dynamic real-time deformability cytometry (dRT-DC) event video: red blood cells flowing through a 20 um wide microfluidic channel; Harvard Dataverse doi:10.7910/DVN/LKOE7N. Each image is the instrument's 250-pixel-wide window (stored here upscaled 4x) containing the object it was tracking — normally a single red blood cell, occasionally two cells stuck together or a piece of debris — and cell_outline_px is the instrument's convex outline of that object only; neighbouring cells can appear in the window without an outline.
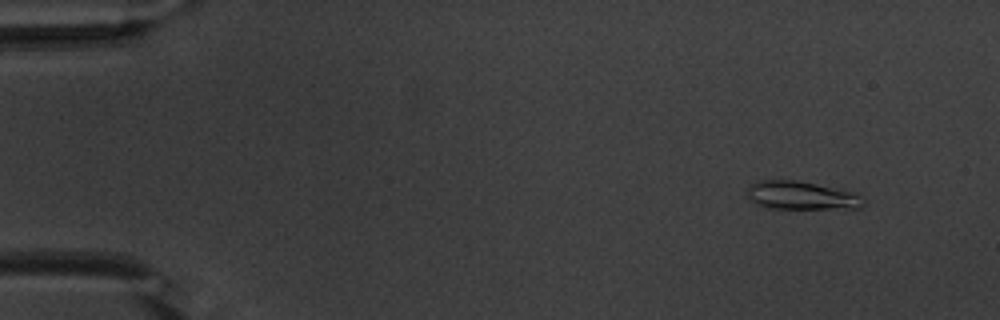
{"species": "common noctule bat (a hibernating species)", "species_latin": "Nyctalus noctula", "temperature_condition": "warm", "stored_images_in_passage": 53, "camera_frame_rate_fps": 3000, "um_per_image_px": 0.085, "animal": {"sex": "male", "body_mass_g": 20.1, "forearm_length_mm": 53.5}, "frame": {"image": 1, "passage_image": 5, "time_ms": 1.333, "image_size_px": [1000, 320], "cell_outline_px": [[864, 208], [764, 208], [756, 204], [748, 196], [748, 184], [756, 180], [796, 180], [860, 192], [864, 196]], "centroid_in_image_um": [68.18, 16.6], "position_along_channel_um": 16.8, "area_um2": 19.59}}
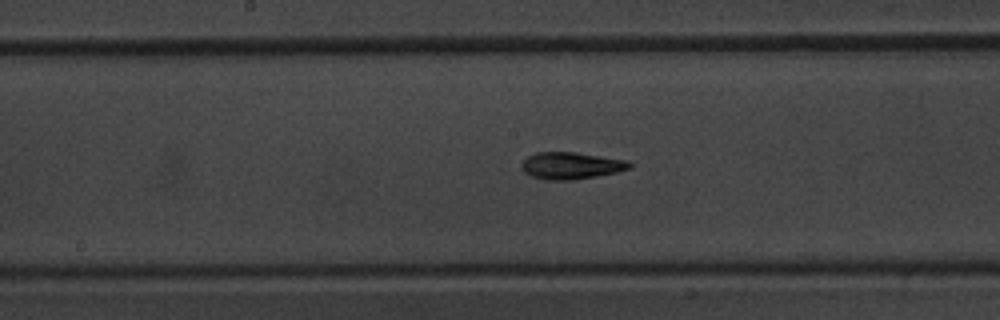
{"frame": {"image": 2, "passage_image": 28, "time_ms": 9.0, "image_size_px": [1000, 320], "cell_outline_px": [[632, 168], [616, 172], [596, 176], [572, 180], [544, 180], [532, 176], [524, 172], [520, 168], [520, 164], [528, 156], [536, 152], [576, 152], [628, 160], [632, 164]], "centroid_in_image_um": [48.53, 14.07], "position_along_channel_um": 199.7, "area_um2": 17.11}}
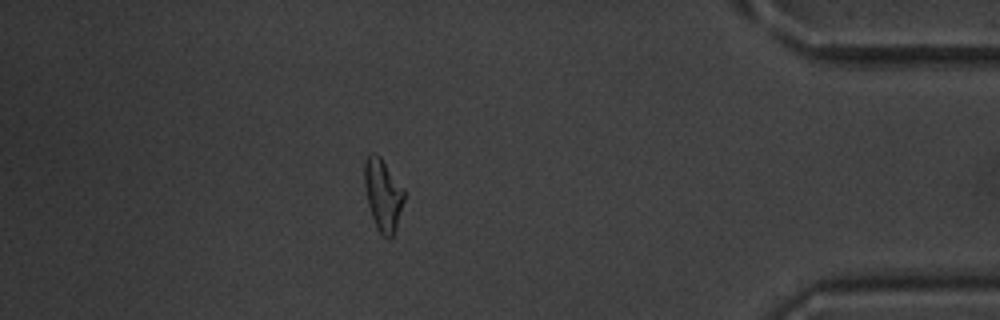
{"frame": {"image": 3, "passage_image": 47, "time_ms": 15.333, "image_size_px": [1000, 320], "cell_outline_px": [[404, 200], [396, 228], [392, 236], [388, 240], [376, 228], [368, 204], [364, 184], [364, 164], [368, 156], [372, 152], [376, 152], [380, 156], [404, 188]], "centroid_in_image_um": [32.55, 16.54], "position_along_channel_um": 402.7, "area_um2": 16.59}, "authors_computed_cell_mechanics": {"area_um2": 16.5886, "velocity_mm_per_s": 3.815, "shape_relaxation_time_tau1_ms": 4.5582, "shape_relaxation_time_tau2_ms": 2.5596, "deformation_change_tau1": 0.1887, "deformation_change_tau2": 0.1139}}